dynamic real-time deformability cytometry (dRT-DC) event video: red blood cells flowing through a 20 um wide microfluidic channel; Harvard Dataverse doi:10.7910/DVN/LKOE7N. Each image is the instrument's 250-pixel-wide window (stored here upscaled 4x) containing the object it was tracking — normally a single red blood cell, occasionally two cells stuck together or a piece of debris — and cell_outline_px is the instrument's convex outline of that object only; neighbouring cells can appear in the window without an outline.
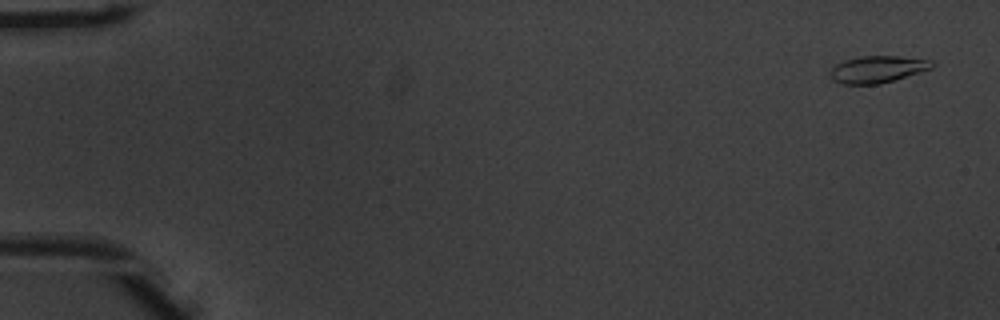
{"species": "common noctule bat (a hibernating species)", "species_latin": "Nyctalus noctula", "temperature_condition": "warm", "stored_images_in_passage": 17, "camera_frame_rate_fps": 3000, "um_per_image_px": 0.085, "animal": {"sex": "male", "body_mass_g": 20.1, "forearm_length_mm": 53.5}, "frame": {"image": 1, "passage_image": 3, "time_ms": 0.667, "image_size_px": [1000, 320], "cell_outline_px": [[936, 64], [932, 68], [920, 72], [880, 84], [844, 84], [832, 80], [828, 72], [836, 64], [844, 60], [860, 56], [900, 56], [932, 60]], "centroid_in_image_um": [74.58, 5.88], "position_along_channel_um": 10.4, "area_um2": 16.07}}